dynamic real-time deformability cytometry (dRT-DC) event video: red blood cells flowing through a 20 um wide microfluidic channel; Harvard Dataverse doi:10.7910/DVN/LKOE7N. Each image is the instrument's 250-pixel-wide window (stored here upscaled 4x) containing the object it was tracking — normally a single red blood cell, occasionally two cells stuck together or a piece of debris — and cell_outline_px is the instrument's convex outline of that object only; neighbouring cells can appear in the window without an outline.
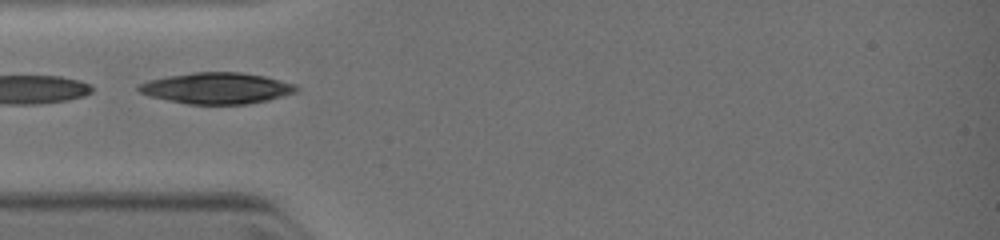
{"species": "common noctule bat (a hibernating species)", "species_latin": "Nyctalus noctula", "temperature_condition": "warm", "stored_images_in_passage": 28, "camera_frame_rate_fps": 3000, "um_per_image_px": 0.085, "animal": {"sex": "female", "body_mass_g": 19.0, "forearm_length_mm": 51.5}, "frame": {"image": 1, "passage_image": 11, "time_ms": 3.333, "image_size_px": [1000, 240], "cell_outline_px": [[300, 88], [296, 92], [268, 100], [248, 104], [188, 104], [148, 96], [140, 92], [136, 88], [140, 84], [148, 80], [168, 76], [196, 72], [240, 72], [264, 76], [296, 84]], "centroid_in_image_um": [18.44, 7.5], "position_along_channel_um": 66.6, "area_um2": 28.61}}